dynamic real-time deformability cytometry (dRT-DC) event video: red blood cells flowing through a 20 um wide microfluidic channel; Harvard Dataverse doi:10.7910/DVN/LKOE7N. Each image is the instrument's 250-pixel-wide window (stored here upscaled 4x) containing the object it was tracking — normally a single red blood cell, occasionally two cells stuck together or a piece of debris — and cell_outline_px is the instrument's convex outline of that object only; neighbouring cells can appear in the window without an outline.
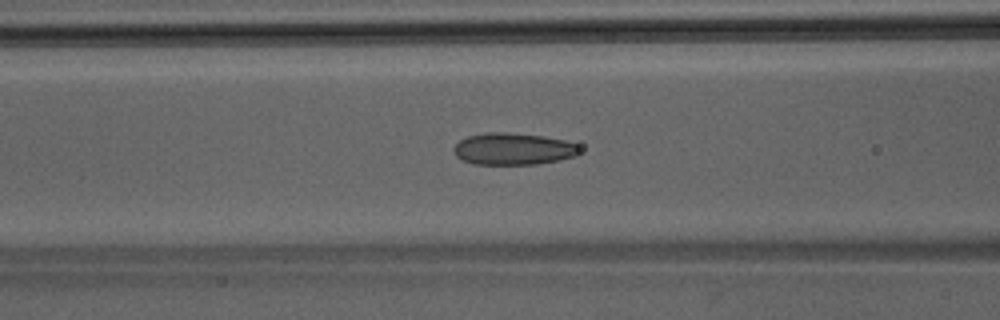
{"species": "Egyptian fruit bat (a non-hibernating species)", "species_latin": "Rousettus aegyptiacus", "temperature_condition": "room temperature", "stored_images_in_passage": 40, "camera_frame_rate_fps": 3000, "um_per_image_px": 0.085, "animal": {"sex": "male"}, "frame": {"image": 1, "passage_image": 18, "time_ms": 5.667, "image_size_px": [1000, 320], "cell_outline_px": [[580, 152], [576, 156], [560, 160], [536, 164], [472, 164], [456, 156], [452, 152], [452, 148], [460, 140], [468, 136], [488, 132], [508, 132], [544, 136], [564, 140], [576, 144], [580, 148]], "centroid_in_image_um": [43.62, 12.66], "position_along_channel_um": 123.0, "area_um2": 23.52}}
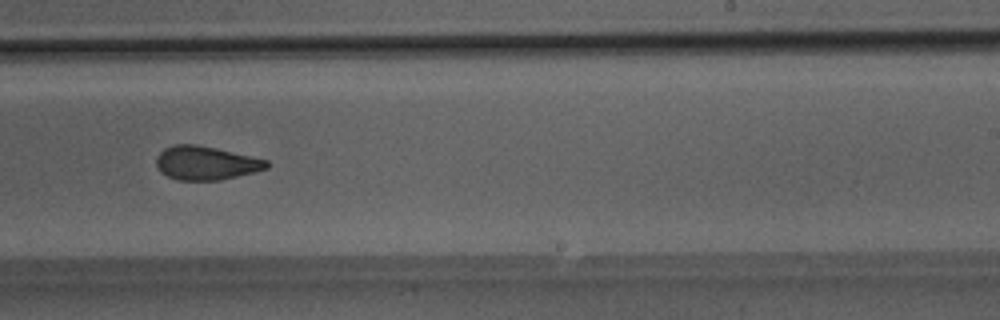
{"frame": {"image": 2, "passage_image": 28, "time_ms": 9.0, "image_size_px": [1000, 320], "cell_outline_px": [[268, 168], [256, 172], [220, 180], [176, 180], [160, 172], [156, 164], [156, 156], [164, 148], [172, 144], [196, 144], [216, 148], [252, 156], [268, 160]], "centroid_in_image_um": [17.49, 13.85], "position_along_channel_um": 271.5, "area_um2": 21.85}}
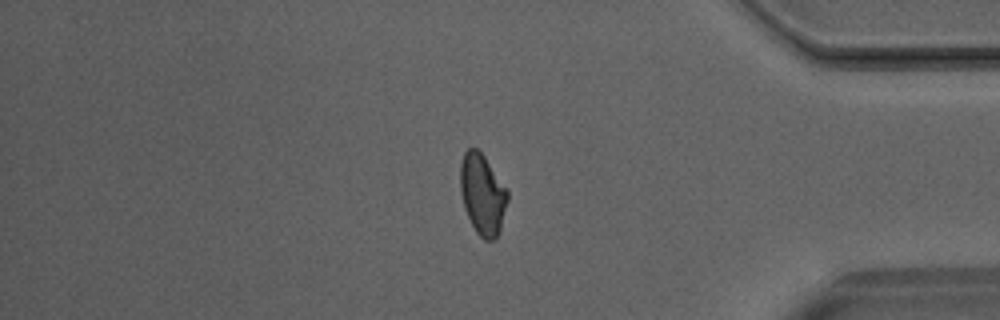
{"frame": {"image": 3, "passage_image": 38, "time_ms": 12.333, "image_size_px": [1000, 320], "cell_outline_px": [[508, 200], [500, 228], [496, 236], [492, 240], [484, 240], [476, 232], [464, 208], [460, 192], [460, 164], [464, 152], [468, 148], [476, 148], [484, 156], [508, 192]], "centroid_in_image_um": [40.98, 16.5], "position_along_channel_um": 394.2, "area_um2": 21.91}}